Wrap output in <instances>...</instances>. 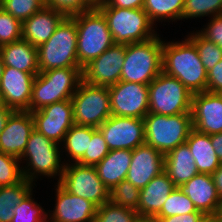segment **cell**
I'll list each match as a JSON object with an SVG mask.
<instances>
[{
    "label": "cell",
    "mask_w": 222,
    "mask_h": 222,
    "mask_svg": "<svg viewBox=\"0 0 222 222\" xmlns=\"http://www.w3.org/2000/svg\"><path fill=\"white\" fill-rule=\"evenodd\" d=\"M96 5L103 2L104 0H92Z\"/></svg>",
    "instance_id": "cell-54"
},
{
    "label": "cell",
    "mask_w": 222,
    "mask_h": 222,
    "mask_svg": "<svg viewBox=\"0 0 222 222\" xmlns=\"http://www.w3.org/2000/svg\"><path fill=\"white\" fill-rule=\"evenodd\" d=\"M207 91L222 94V60L207 73Z\"/></svg>",
    "instance_id": "cell-43"
},
{
    "label": "cell",
    "mask_w": 222,
    "mask_h": 222,
    "mask_svg": "<svg viewBox=\"0 0 222 222\" xmlns=\"http://www.w3.org/2000/svg\"><path fill=\"white\" fill-rule=\"evenodd\" d=\"M45 5L44 0H2L1 7L21 22L30 18Z\"/></svg>",
    "instance_id": "cell-38"
},
{
    "label": "cell",
    "mask_w": 222,
    "mask_h": 222,
    "mask_svg": "<svg viewBox=\"0 0 222 222\" xmlns=\"http://www.w3.org/2000/svg\"><path fill=\"white\" fill-rule=\"evenodd\" d=\"M37 74L5 66L0 80V96L4 106L14 111L30 112L32 86Z\"/></svg>",
    "instance_id": "cell-16"
},
{
    "label": "cell",
    "mask_w": 222,
    "mask_h": 222,
    "mask_svg": "<svg viewBox=\"0 0 222 222\" xmlns=\"http://www.w3.org/2000/svg\"><path fill=\"white\" fill-rule=\"evenodd\" d=\"M135 222H158L156 217L138 216Z\"/></svg>",
    "instance_id": "cell-49"
},
{
    "label": "cell",
    "mask_w": 222,
    "mask_h": 222,
    "mask_svg": "<svg viewBox=\"0 0 222 222\" xmlns=\"http://www.w3.org/2000/svg\"><path fill=\"white\" fill-rule=\"evenodd\" d=\"M77 27L66 16L49 40L37 47L39 71L64 67H81L77 59Z\"/></svg>",
    "instance_id": "cell-6"
},
{
    "label": "cell",
    "mask_w": 222,
    "mask_h": 222,
    "mask_svg": "<svg viewBox=\"0 0 222 222\" xmlns=\"http://www.w3.org/2000/svg\"><path fill=\"white\" fill-rule=\"evenodd\" d=\"M202 212L174 215L170 217H156L158 222H200L204 218Z\"/></svg>",
    "instance_id": "cell-45"
},
{
    "label": "cell",
    "mask_w": 222,
    "mask_h": 222,
    "mask_svg": "<svg viewBox=\"0 0 222 222\" xmlns=\"http://www.w3.org/2000/svg\"><path fill=\"white\" fill-rule=\"evenodd\" d=\"M192 200L197 211L204 215H215L220 198L211 174L198 173L180 187Z\"/></svg>",
    "instance_id": "cell-22"
},
{
    "label": "cell",
    "mask_w": 222,
    "mask_h": 222,
    "mask_svg": "<svg viewBox=\"0 0 222 222\" xmlns=\"http://www.w3.org/2000/svg\"><path fill=\"white\" fill-rule=\"evenodd\" d=\"M71 101L76 125L98 128L112 115L108 87L81 80Z\"/></svg>",
    "instance_id": "cell-10"
},
{
    "label": "cell",
    "mask_w": 222,
    "mask_h": 222,
    "mask_svg": "<svg viewBox=\"0 0 222 222\" xmlns=\"http://www.w3.org/2000/svg\"><path fill=\"white\" fill-rule=\"evenodd\" d=\"M4 67H5V65L3 63L2 56H1V53H0V80H1V77L3 75Z\"/></svg>",
    "instance_id": "cell-52"
},
{
    "label": "cell",
    "mask_w": 222,
    "mask_h": 222,
    "mask_svg": "<svg viewBox=\"0 0 222 222\" xmlns=\"http://www.w3.org/2000/svg\"><path fill=\"white\" fill-rule=\"evenodd\" d=\"M164 171V154L146 143L132 150V159L126 180L135 187L144 188Z\"/></svg>",
    "instance_id": "cell-19"
},
{
    "label": "cell",
    "mask_w": 222,
    "mask_h": 222,
    "mask_svg": "<svg viewBox=\"0 0 222 222\" xmlns=\"http://www.w3.org/2000/svg\"><path fill=\"white\" fill-rule=\"evenodd\" d=\"M14 112V110L7 108V107H3L0 110V133L3 131V129L5 128L6 122L9 118V116Z\"/></svg>",
    "instance_id": "cell-48"
},
{
    "label": "cell",
    "mask_w": 222,
    "mask_h": 222,
    "mask_svg": "<svg viewBox=\"0 0 222 222\" xmlns=\"http://www.w3.org/2000/svg\"><path fill=\"white\" fill-rule=\"evenodd\" d=\"M164 171L176 187H181L198 174L194 157L186 143L164 155Z\"/></svg>",
    "instance_id": "cell-24"
},
{
    "label": "cell",
    "mask_w": 222,
    "mask_h": 222,
    "mask_svg": "<svg viewBox=\"0 0 222 222\" xmlns=\"http://www.w3.org/2000/svg\"><path fill=\"white\" fill-rule=\"evenodd\" d=\"M163 41L162 72L177 78L192 94L207 91V71L195 45L183 41Z\"/></svg>",
    "instance_id": "cell-1"
},
{
    "label": "cell",
    "mask_w": 222,
    "mask_h": 222,
    "mask_svg": "<svg viewBox=\"0 0 222 222\" xmlns=\"http://www.w3.org/2000/svg\"><path fill=\"white\" fill-rule=\"evenodd\" d=\"M185 0H144L143 10L151 22L182 20ZM167 19V20H165Z\"/></svg>",
    "instance_id": "cell-30"
},
{
    "label": "cell",
    "mask_w": 222,
    "mask_h": 222,
    "mask_svg": "<svg viewBox=\"0 0 222 222\" xmlns=\"http://www.w3.org/2000/svg\"><path fill=\"white\" fill-rule=\"evenodd\" d=\"M71 17L77 27V59L83 68L115 43L107 20L97 7Z\"/></svg>",
    "instance_id": "cell-3"
},
{
    "label": "cell",
    "mask_w": 222,
    "mask_h": 222,
    "mask_svg": "<svg viewBox=\"0 0 222 222\" xmlns=\"http://www.w3.org/2000/svg\"><path fill=\"white\" fill-rule=\"evenodd\" d=\"M139 196L140 189L126 179L109 190L110 202L136 212L139 206Z\"/></svg>",
    "instance_id": "cell-33"
},
{
    "label": "cell",
    "mask_w": 222,
    "mask_h": 222,
    "mask_svg": "<svg viewBox=\"0 0 222 222\" xmlns=\"http://www.w3.org/2000/svg\"><path fill=\"white\" fill-rule=\"evenodd\" d=\"M187 38L195 45L207 72L222 60V49L205 38L199 31H193V33L187 35Z\"/></svg>",
    "instance_id": "cell-31"
},
{
    "label": "cell",
    "mask_w": 222,
    "mask_h": 222,
    "mask_svg": "<svg viewBox=\"0 0 222 222\" xmlns=\"http://www.w3.org/2000/svg\"><path fill=\"white\" fill-rule=\"evenodd\" d=\"M144 0H104L96 5V7H119L126 9L143 8Z\"/></svg>",
    "instance_id": "cell-44"
},
{
    "label": "cell",
    "mask_w": 222,
    "mask_h": 222,
    "mask_svg": "<svg viewBox=\"0 0 222 222\" xmlns=\"http://www.w3.org/2000/svg\"><path fill=\"white\" fill-rule=\"evenodd\" d=\"M148 87L149 113L191 114L193 94L177 78L161 72Z\"/></svg>",
    "instance_id": "cell-9"
},
{
    "label": "cell",
    "mask_w": 222,
    "mask_h": 222,
    "mask_svg": "<svg viewBox=\"0 0 222 222\" xmlns=\"http://www.w3.org/2000/svg\"><path fill=\"white\" fill-rule=\"evenodd\" d=\"M210 138L211 144L216 152V155L222 163V132L210 135Z\"/></svg>",
    "instance_id": "cell-46"
},
{
    "label": "cell",
    "mask_w": 222,
    "mask_h": 222,
    "mask_svg": "<svg viewBox=\"0 0 222 222\" xmlns=\"http://www.w3.org/2000/svg\"><path fill=\"white\" fill-rule=\"evenodd\" d=\"M222 14V0H185L182 19Z\"/></svg>",
    "instance_id": "cell-36"
},
{
    "label": "cell",
    "mask_w": 222,
    "mask_h": 222,
    "mask_svg": "<svg viewBox=\"0 0 222 222\" xmlns=\"http://www.w3.org/2000/svg\"><path fill=\"white\" fill-rule=\"evenodd\" d=\"M175 188L176 186L165 171L155 176L144 188L140 189L138 215L154 217Z\"/></svg>",
    "instance_id": "cell-23"
},
{
    "label": "cell",
    "mask_w": 222,
    "mask_h": 222,
    "mask_svg": "<svg viewBox=\"0 0 222 222\" xmlns=\"http://www.w3.org/2000/svg\"><path fill=\"white\" fill-rule=\"evenodd\" d=\"M56 184V204L53 211L48 210V222H93L97 206L90 200L69 193L59 183Z\"/></svg>",
    "instance_id": "cell-18"
},
{
    "label": "cell",
    "mask_w": 222,
    "mask_h": 222,
    "mask_svg": "<svg viewBox=\"0 0 222 222\" xmlns=\"http://www.w3.org/2000/svg\"><path fill=\"white\" fill-rule=\"evenodd\" d=\"M60 147L61 145L59 146L58 143L45 137L34 128L19 159L21 163L26 161L27 165L24 168L21 165L23 178L33 182L37 181L35 178L38 179V176L50 178L58 176L57 182H59L66 162L61 160Z\"/></svg>",
    "instance_id": "cell-4"
},
{
    "label": "cell",
    "mask_w": 222,
    "mask_h": 222,
    "mask_svg": "<svg viewBox=\"0 0 222 222\" xmlns=\"http://www.w3.org/2000/svg\"><path fill=\"white\" fill-rule=\"evenodd\" d=\"M31 114L34 119V128L59 145L74 125L71 99L52 103Z\"/></svg>",
    "instance_id": "cell-15"
},
{
    "label": "cell",
    "mask_w": 222,
    "mask_h": 222,
    "mask_svg": "<svg viewBox=\"0 0 222 222\" xmlns=\"http://www.w3.org/2000/svg\"><path fill=\"white\" fill-rule=\"evenodd\" d=\"M34 183L25 178L13 186H0V222H11L14 211L22 200L33 191Z\"/></svg>",
    "instance_id": "cell-29"
},
{
    "label": "cell",
    "mask_w": 222,
    "mask_h": 222,
    "mask_svg": "<svg viewBox=\"0 0 222 222\" xmlns=\"http://www.w3.org/2000/svg\"><path fill=\"white\" fill-rule=\"evenodd\" d=\"M126 53L125 44H114L82 69V80L89 84L110 87L120 81Z\"/></svg>",
    "instance_id": "cell-14"
},
{
    "label": "cell",
    "mask_w": 222,
    "mask_h": 222,
    "mask_svg": "<svg viewBox=\"0 0 222 222\" xmlns=\"http://www.w3.org/2000/svg\"><path fill=\"white\" fill-rule=\"evenodd\" d=\"M82 67H64L39 71L32 86L30 112L52 103L69 100L82 80Z\"/></svg>",
    "instance_id": "cell-2"
},
{
    "label": "cell",
    "mask_w": 222,
    "mask_h": 222,
    "mask_svg": "<svg viewBox=\"0 0 222 222\" xmlns=\"http://www.w3.org/2000/svg\"><path fill=\"white\" fill-rule=\"evenodd\" d=\"M192 125L200 133L222 132V94L204 91L192 96Z\"/></svg>",
    "instance_id": "cell-17"
},
{
    "label": "cell",
    "mask_w": 222,
    "mask_h": 222,
    "mask_svg": "<svg viewBox=\"0 0 222 222\" xmlns=\"http://www.w3.org/2000/svg\"><path fill=\"white\" fill-rule=\"evenodd\" d=\"M5 66L27 73H39L37 47L23 39L0 47Z\"/></svg>",
    "instance_id": "cell-26"
},
{
    "label": "cell",
    "mask_w": 222,
    "mask_h": 222,
    "mask_svg": "<svg viewBox=\"0 0 222 222\" xmlns=\"http://www.w3.org/2000/svg\"><path fill=\"white\" fill-rule=\"evenodd\" d=\"M66 17L60 11L44 5L38 12L22 22V39L38 47L47 42Z\"/></svg>",
    "instance_id": "cell-21"
},
{
    "label": "cell",
    "mask_w": 222,
    "mask_h": 222,
    "mask_svg": "<svg viewBox=\"0 0 222 222\" xmlns=\"http://www.w3.org/2000/svg\"><path fill=\"white\" fill-rule=\"evenodd\" d=\"M138 213L110 201L97 207L93 222H135Z\"/></svg>",
    "instance_id": "cell-35"
},
{
    "label": "cell",
    "mask_w": 222,
    "mask_h": 222,
    "mask_svg": "<svg viewBox=\"0 0 222 222\" xmlns=\"http://www.w3.org/2000/svg\"><path fill=\"white\" fill-rule=\"evenodd\" d=\"M34 119L29 111H14L0 133V151L21 158L31 132Z\"/></svg>",
    "instance_id": "cell-20"
},
{
    "label": "cell",
    "mask_w": 222,
    "mask_h": 222,
    "mask_svg": "<svg viewBox=\"0 0 222 222\" xmlns=\"http://www.w3.org/2000/svg\"><path fill=\"white\" fill-rule=\"evenodd\" d=\"M215 215L222 222V199H220L219 206Z\"/></svg>",
    "instance_id": "cell-51"
},
{
    "label": "cell",
    "mask_w": 222,
    "mask_h": 222,
    "mask_svg": "<svg viewBox=\"0 0 222 222\" xmlns=\"http://www.w3.org/2000/svg\"><path fill=\"white\" fill-rule=\"evenodd\" d=\"M105 16L115 44H132L157 36L143 8L97 7Z\"/></svg>",
    "instance_id": "cell-7"
},
{
    "label": "cell",
    "mask_w": 222,
    "mask_h": 222,
    "mask_svg": "<svg viewBox=\"0 0 222 222\" xmlns=\"http://www.w3.org/2000/svg\"><path fill=\"white\" fill-rule=\"evenodd\" d=\"M143 119L145 143L164 155L184 144L193 129L192 114L169 116L148 113Z\"/></svg>",
    "instance_id": "cell-8"
},
{
    "label": "cell",
    "mask_w": 222,
    "mask_h": 222,
    "mask_svg": "<svg viewBox=\"0 0 222 222\" xmlns=\"http://www.w3.org/2000/svg\"><path fill=\"white\" fill-rule=\"evenodd\" d=\"M19 163V158L0 151V186H13L24 179Z\"/></svg>",
    "instance_id": "cell-37"
},
{
    "label": "cell",
    "mask_w": 222,
    "mask_h": 222,
    "mask_svg": "<svg viewBox=\"0 0 222 222\" xmlns=\"http://www.w3.org/2000/svg\"><path fill=\"white\" fill-rule=\"evenodd\" d=\"M110 149L97 128L89 140L88 150H86L84 156L77 162L81 165L95 166L99 163L108 153Z\"/></svg>",
    "instance_id": "cell-39"
},
{
    "label": "cell",
    "mask_w": 222,
    "mask_h": 222,
    "mask_svg": "<svg viewBox=\"0 0 222 222\" xmlns=\"http://www.w3.org/2000/svg\"><path fill=\"white\" fill-rule=\"evenodd\" d=\"M58 183L69 193L90 200L97 207L109 201V189L102 183L94 166L65 163Z\"/></svg>",
    "instance_id": "cell-11"
},
{
    "label": "cell",
    "mask_w": 222,
    "mask_h": 222,
    "mask_svg": "<svg viewBox=\"0 0 222 222\" xmlns=\"http://www.w3.org/2000/svg\"><path fill=\"white\" fill-rule=\"evenodd\" d=\"M159 34L147 41L126 45L120 81L149 85L162 72L163 40Z\"/></svg>",
    "instance_id": "cell-5"
},
{
    "label": "cell",
    "mask_w": 222,
    "mask_h": 222,
    "mask_svg": "<svg viewBox=\"0 0 222 222\" xmlns=\"http://www.w3.org/2000/svg\"><path fill=\"white\" fill-rule=\"evenodd\" d=\"M96 129V127L76 124L70 128L61 143V145L63 144L61 146L63 151L61 152H66V156L70 157L67 160L69 162L66 163H70V160L73 163H77L84 156L86 150H88L89 140H91L92 134Z\"/></svg>",
    "instance_id": "cell-28"
},
{
    "label": "cell",
    "mask_w": 222,
    "mask_h": 222,
    "mask_svg": "<svg viewBox=\"0 0 222 222\" xmlns=\"http://www.w3.org/2000/svg\"><path fill=\"white\" fill-rule=\"evenodd\" d=\"M22 39V22L0 9V47Z\"/></svg>",
    "instance_id": "cell-40"
},
{
    "label": "cell",
    "mask_w": 222,
    "mask_h": 222,
    "mask_svg": "<svg viewBox=\"0 0 222 222\" xmlns=\"http://www.w3.org/2000/svg\"><path fill=\"white\" fill-rule=\"evenodd\" d=\"M44 2L45 5L64 13L66 16H72L96 7L92 0H44Z\"/></svg>",
    "instance_id": "cell-41"
},
{
    "label": "cell",
    "mask_w": 222,
    "mask_h": 222,
    "mask_svg": "<svg viewBox=\"0 0 222 222\" xmlns=\"http://www.w3.org/2000/svg\"><path fill=\"white\" fill-rule=\"evenodd\" d=\"M185 143L194 157L198 173L212 175L221 165V161L211 144L210 135L200 133L193 128Z\"/></svg>",
    "instance_id": "cell-27"
},
{
    "label": "cell",
    "mask_w": 222,
    "mask_h": 222,
    "mask_svg": "<svg viewBox=\"0 0 222 222\" xmlns=\"http://www.w3.org/2000/svg\"><path fill=\"white\" fill-rule=\"evenodd\" d=\"M198 31L222 49V14L210 18L205 28Z\"/></svg>",
    "instance_id": "cell-42"
},
{
    "label": "cell",
    "mask_w": 222,
    "mask_h": 222,
    "mask_svg": "<svg viewBox=\"0 0 222 222\" xmlns=\"http://www.w3.org/2000/svg\"><path fill=\"white\" fill-rule=\"evenodd\" d=\"M32 191L17 205L11 222H48V213L34 201Z\"/></svg>",
    "instance_id": "cell-34"
},
{
    "label": "cell",
    "mask_w": 222,
    "mask_h": 222,
    "mask_svg": "<svg viewBox=\"0 0 222 222\" xmlns=\"http://www.w3.org/2000/svg\"><path fill=\"white\" fill-rule=\"evenodd\" d=\"M131 159L132 150H111L99 163L94 166L99 178L102 180V183L109 190L122 180L126 179Z\"/></svg>",
    "instance_id": "cell-25"
},
{
    "label": "cell",
    "mask_w": 222,
    "mask_h": 222,
    "mask_svg": "<svg viewBox=\"0 0 222 222\" xmlns=\"http://www.w3.org/2000/svg\"><path fill=\"white\" fill-rule=\"evenodd\" d=\"M108 91L112 115L143 119L149 113L148 85L119 81Z\"/></svg>",
    "instance_id": "cell-12"
},
{
    "label": "cell",
    "mask_w": 222,
    "mask_h": 222,
    "mask_svg": "<svg viewBox=\"0 0 222 222\" xmlns=\"http://www.w3.org/2000/svg\"><path fill=\"white\" fill-rule=\"evenodd\" d=\"M4 107V103L2 97L0 96V110Z\"/></svg>",
    "instance_id": "cell-53"
},
{
    "label": "cell",
    "mask_w": 222,
    "mask_h": 222,
    "mask_svg": "<svg viewBox=\"0 0 222 222\" xmlns=\"http://www.w3.org/2000/svg\"><path fill=\"white\" fill-rule=\"evenodd\" d=\"M110 151L134 150L145 144L144 119L111 115L98 127Z\"/></svg>",
    "instance_id": "cell-13"
},
{
    "label": "cell",
    "mask_w": 222,
    "mask_h": 222,
    "mask_svg": "<svg viewBox=\"0 0 222 222\" xmlns=\"http://www.w3.org/2000/svg\"><path fill=\"white\" fill-rule=\"evenodd\" d=\"M217 194L222 199V163L212 174Z\"/></svg>",
    "instance_id": "cell-47"
},
{
    "label": "cell",
    "mask_w": 222,
    "mask_h": 222,
    "mask_svg": "<svg viewBox=\"0 0 222 222\" xmlns=\"http://www.w3.org/2000/svg\"><path fill=\"white\" fill-rule=\"evenodd\" d=\"M200 212L195 208L192 200L183 192L180 187H176L167 197L161 210L154 217H170L174 215Z\"/></svg>",
    "instance_id": "cell-32"
},
{
    "label": "cell",
    "mask_w": 222,
    "mask_h": 222,
    "mask_svg": "<svg viewBox=\"0 0 222 222\" xmlns=\"http://www.w3.org/2000/svg\"><path fill=\"white\" fill-rule=\"evenodd\" d=\"M200 222H221L216 215H205Z\"/></svg>",
    "instance_id": "cell-50"
}]
</instances>
